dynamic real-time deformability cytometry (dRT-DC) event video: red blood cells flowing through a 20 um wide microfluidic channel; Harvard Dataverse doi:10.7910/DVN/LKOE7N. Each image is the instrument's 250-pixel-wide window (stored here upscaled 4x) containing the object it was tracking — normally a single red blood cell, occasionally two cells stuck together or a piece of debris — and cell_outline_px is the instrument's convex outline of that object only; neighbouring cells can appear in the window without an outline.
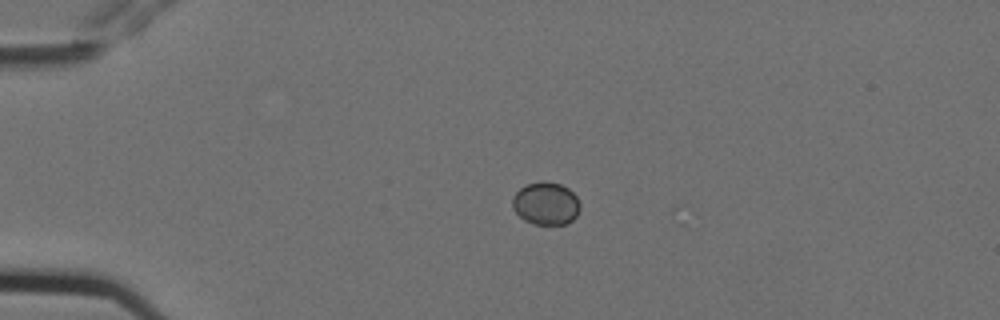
{"species": "Egyptian fruit bat (a non-hibernating species)", "species_latin": "Rousettus aegyptiacus", "temperature_condition": "cold", "stored_images_in_passage": 3, "camera_frame_rate_fps": 3000, "um_per_image_px": 0.085, "animal": {"sex": "female"}, "frame": {"image": 1, "passage_image": 3, "time_ms": 0.667, "image_size_px": [1000, 320], "cell_outline_px": [[580, 208], [576, 216], [572, 220], [564, 224], [532, 224], [524, 220], [512, 208], [512, 196], [520, 188], [528, 184], [540, 180], [544, 180], [560, 184], [568, 188], [576, 196], [580, 204]], "centroid_in_image_um": [46.38, 17.28], "position_along_channel_um": 38.6, "area_um2": 16.94}}